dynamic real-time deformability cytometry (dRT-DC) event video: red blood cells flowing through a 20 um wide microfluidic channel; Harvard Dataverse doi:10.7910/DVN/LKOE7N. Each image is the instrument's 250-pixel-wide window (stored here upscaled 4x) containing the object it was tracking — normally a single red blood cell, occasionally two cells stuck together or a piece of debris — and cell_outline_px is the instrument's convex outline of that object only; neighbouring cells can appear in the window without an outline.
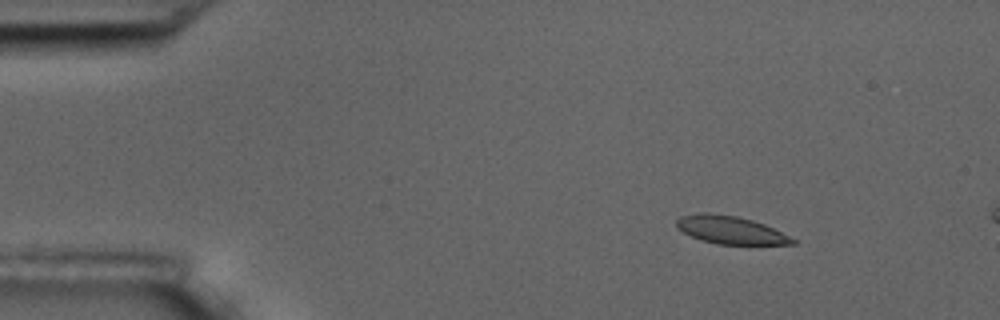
{"species": "common noctule bat (a hibernating species)", "species_latin": "Nyctalus noctula", "temperature_condition": "room temperature", "stored_images_in_passage": 4, "camera_frame_rate_fps": 3000, "um_per_image_px": 0.085, "animal": {"sex": "male", "body_mass_g": 17.5, "forearm_length_mm": 52.3}, "frame": {"image": 1, "passage_image": 2, "time_ms": 1.333, "image_size_px": [1000, 320], "cell_outline_px": [[796, 244], [716, 244], [692, 236], [676, 228], [676, 220], [680, 216], [700, 212], [708, 212], [736, 216], [752, 220], [764, 224], [796, 240]], "centroid_in_image_um": [62.05, 19.53], "position_along_channel_um": 23.0, "area_um2": 18.61}}